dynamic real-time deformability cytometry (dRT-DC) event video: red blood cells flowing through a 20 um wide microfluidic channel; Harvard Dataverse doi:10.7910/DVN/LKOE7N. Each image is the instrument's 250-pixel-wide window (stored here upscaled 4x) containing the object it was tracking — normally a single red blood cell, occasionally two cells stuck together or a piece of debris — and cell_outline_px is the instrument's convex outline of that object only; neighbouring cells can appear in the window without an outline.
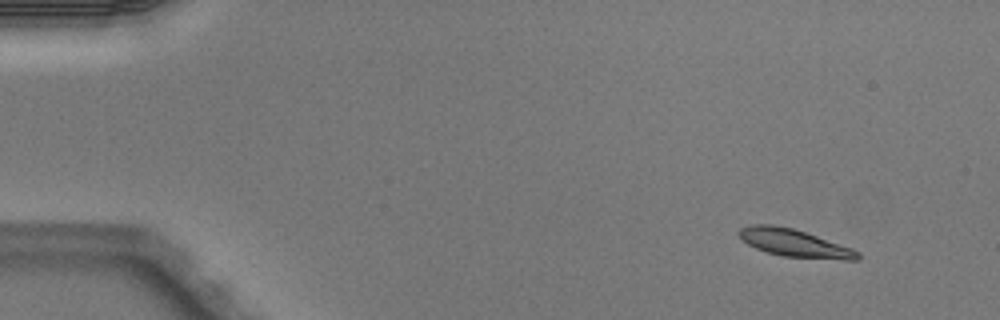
{"species": "Egyptian fruit bat (a non-hibernating species)", "species_latin": "Rousettus aegyptiacus", "temperature_condition": "warm", "stored_images_in_passage": 5, "camera_frame_rate_fps": 3000, "um_per_image_px": 0.085, "animal": {"sex": "male"}, "frame": {"image": 1, "passage_image": 2, "time_ms": 0.333, "image_size_px": [1000, 320], "cell_outline_px": [[860, 260], [844, 260], [784, 256], [768, 252], [756, 248], [748, 244], [736, 232], [740, 228], [752, 224], [772, 224], [792, 228], [852, 248], [860, 252]], "centroid_in_image_um": [67.54, 20.66], "position_along_channel_um": 17.5, "area_um2": 18.9}}
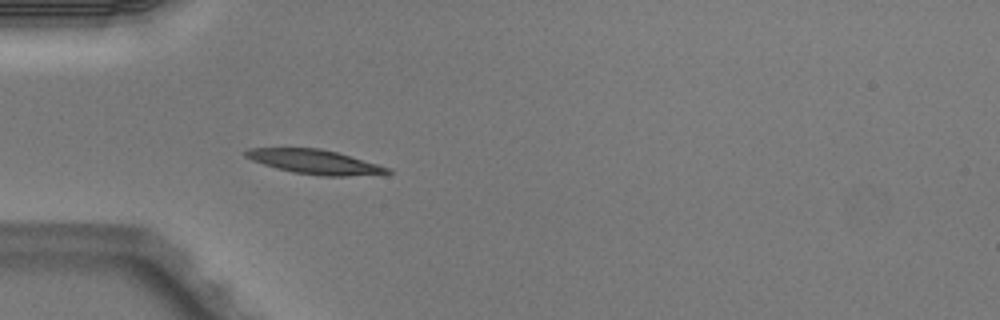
{"frame": {"image": 2, "passage_image": 5, "time_ms": 1.333, "image_size_px": [1000, 320], "cell_outline_px": [[392, 172], [388, 176], [320, 176], [292, 172], [276, 168], [252, 160], [244, 156], [244, 152], [248, 148], [320, 148], [336, 152], [392, 168]], "centroid_in_image_um": [26.88, 13.78], "position_along_channel_um": 58.1, "area_um2": 20.52}}